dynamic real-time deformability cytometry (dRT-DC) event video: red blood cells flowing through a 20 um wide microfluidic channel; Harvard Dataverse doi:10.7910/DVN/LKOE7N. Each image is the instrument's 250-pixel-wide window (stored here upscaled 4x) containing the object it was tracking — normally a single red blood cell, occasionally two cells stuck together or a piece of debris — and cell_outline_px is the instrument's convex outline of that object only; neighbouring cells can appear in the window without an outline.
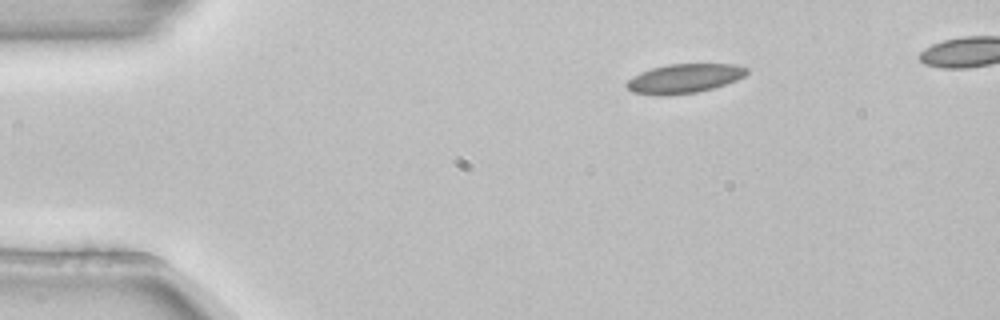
{"species": "common noctule bat (a hibernating species)", "species_latin": "Nyctalus noctula", "temperature_condition": "room temperature", "stored_images_in_passage": 2, "camera_frame_rate_fps": 3000, "um_per_image_px": 0.085, "animal": {"sex": "female", "body_mass_g": 22.7, "forearm_length_mm": 54.2}, "frame": {"image": 1, "passage_image": 2, "time_ms": 0.333, "image_size_px": [1000, 320], "cell_outline_px": [[748, 72], [744, 76], [736, 80], [712, 88], [696, 92], [668, 96], [656, 96], [632, 92], [624, 84], [632, 76], [640, 72], [652, 68], [668, 64], [736, 64], [748, 68]], "centroid_in_image_um": [58.12, 6.68], "position_along_channel_um": 26.9, "area_um2": 20.58}}